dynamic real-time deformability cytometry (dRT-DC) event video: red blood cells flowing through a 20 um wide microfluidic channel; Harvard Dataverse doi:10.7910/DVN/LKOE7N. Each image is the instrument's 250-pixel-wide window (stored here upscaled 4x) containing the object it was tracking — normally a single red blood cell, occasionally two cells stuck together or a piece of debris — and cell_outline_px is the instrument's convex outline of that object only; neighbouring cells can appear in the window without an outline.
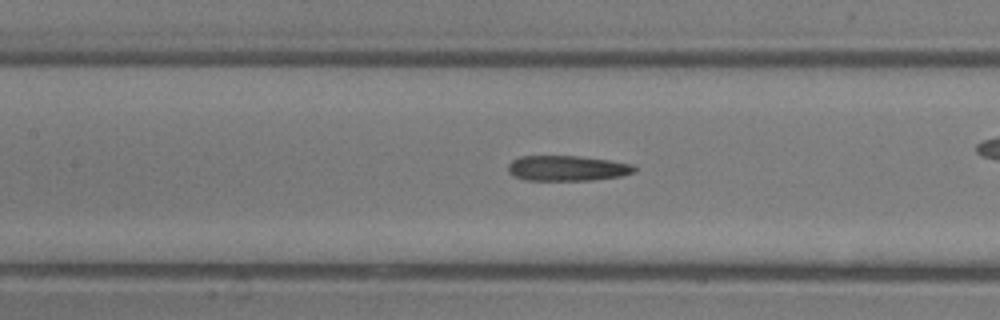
{"species": "common noctule bat (a hibernating species)", "species_latin": "Nyctalus noctula", "temperature_condition": "room temperature", "stored_images_in_passage": 45, "camera_frame_rate_fps": 3000, "um_per_image_px": 0.085, "animal": {"sex": "male", "body_mass_g": 13.3}, "frame": {"image": 1, "passage_image": 20, "time_ms": 6.333, "image_size_px": [1000, 320], "cell_outline_px": [[636, 172], [620, 176], [592, 180], [528, 180], [516, 176], [508, 172], [508, 164], [512, 160], [520, 156], [580, 156], [608, 160], [632, 164], [636, 168]], "centroid_in_image_um": [48.22, 14.29], "position_along_channel_um": 159.2, "area_um2": 18.55}}
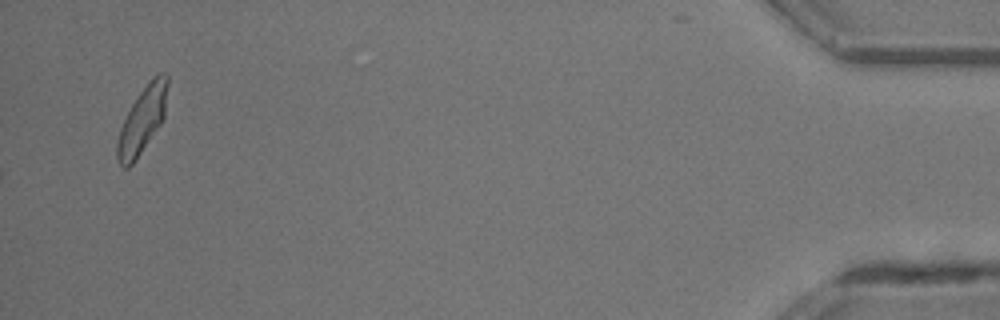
{"frame": {"image": 2, "passage_image": 45, "time_ms": 14.667, "image_size_px": [1000, 320], "cell_outline_px": [[168, 84], [164, 116], [160, 124], [132, 164], [128, 168], [124, 168], [120, 164], [116, 156], [116, 144], [120, 128], [132, 104], [148, 80], [152, 76], [160, 72], [164, 72], [168, 76]], "centroid_in_image_um": [12.09, 10.16], "position_along_channel_um": 423.1, "area_um2": 19.19}, "authors_computed_cell_mechanics": {"area_um2": 18.8428, "velocity_mm_per_s": 4.7597, "shape_relaxation_time_tau1_ms": 6.8966, "shape_relaxation_time_tau2_ms": 6.0279, "deformation_change_tau1": 0.2157, "deformation_change_tau2": 0.2019}}